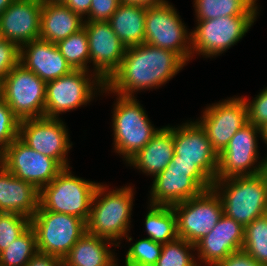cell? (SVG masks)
<instances>
[{"instance_id":"cell-1","label":"cell","mask_w":267,"mask_h":266,"mask_svg":"<svg viewBox=\"0 0 267 266\" xmlns=\"http://www.w3.org/2000/svg\"><path fill=\"white\" fill-rule=\"evenodd\" d=\"M185 64L176 53L148 43L129 47L119 68L105 82L101 91L135 97L134 92L166 84Z\"/></svg>"},{"instance_id":"cell-2","label":"cell","mask_w":267,"mask_h":266,"mask_svg":"<svg viewBox=\"0 0 267 266\" xmlns=\"http://www.w3.org/2000/svg\"><path fill=\"white\" fill-rule=\"evenodd\" d=\"M212 188L221 198L223 213L243 227L267 214V170L252 176L215 180Z\"/></svg>"},{"instance_id":"cell-3","label":"cell","mask_w":267,"mask_h":266,"mask_svg":"<svg viewBox=\"0 0 267 266\" xmlns=\"http://www.w3.org/2000/svg\"><path fill=\"white\" fill-rule=\"evenodd\" d=\"M105 191L106 187L99 183L86 222V232L109 239L110 245L118 247L120 242H113L120 238L125 236L128 241L132 240L127 234L133 206V189L126 186L107 193Z\"/></svg>"},{"instance_id":"cell-4","label":"cell","mask_w":267,"mask_h":266,"mask_svg":"<svg viewBox=\"0 0 267 266\" xmlns=\"http://www.w3.org/2000/svg\"><path fill=\"white\" fill-rule=\"evenodd\" d=\"M99 184L74 176L64 168L39 191L38 210L73 215L87 222L93 196Z\"/></svg>"},{"instance_id":"cell-5","label":"cell","mask_w":267,"mask_h":266,"mask_svg":"<svg viewBox=\"0 0 267 266\" xmlns=\"http://www.w3.org/2000/svg\"><path fill=\"white\" fill-rule=\"evenodd\" d=\"M114 103V147L126 162L146 146L160 129H155L135 97L119 96Z\"/></svg>"},{"instance_id":"cell-6","label":"cell","mask_w":267,"mask_h":266,"mask_svg":"<svg viewBox=\"0 0 267 266\" xmlns=\"http://www.w3.org/2000/svg\"><path fill=\"white\" fill-rule=\"evenodd\" d=\"M37 250L63 259L86 233V222L73 215L38 210L30 219Z\"/></svg>"},{"instance_id":"cell-7","label":"cell","mask_w":267,"mask_h":266,"mask_svg":"<svg viewBox=\"0 0 267 266\" xmlns=\"http://www.w3.org/2000/svg\"><path fill=\"white\" fill-rule=\"evenodd\" d=\"M1 98L20 121L45 117L46 82L20 63L2 80Z\"/></svg>"},{"instance_id":"cell-8","label":"cell","mask_w":267,"mask_h":266,"mask_svg":"<svg viewBox=\"0 0 267 266\" xmlns=\"http://www.w3.org/2000/svg\"><path fill=\"white\" fill-rule=\"evenodd\" d=\"M168 1L146 7L144 43L170 50L185 63L191 59V33ZM187 43V44H186Z\"/></svg>"},{"instance_id":"cell-9","label":"cell","mask_w":267,"mask_h":266,"mask_svg":"<svg viewBox=\"0 0 267 266\" xmlns=\"http://www.w3.org/2000/svg\"><path fill=\"white\" fill-rule=\"evenodd\" d=\"M172 208L176 215L178 238L194 245L216 226L223 215L221 198L213 188Z\"/></svg>"},{"instance_id":"cell-10","label":"cell","mask_w":267,"mask_h":266,"mask_svg":"<svg viewBox=\"0 0 267 266\" xmlns=\"http://www.w3.org/2000/svg\"><path fill=\"white\" fill-rule=\"evenodd\" d=\"M88 72L73 70L65 76L46 82L45 117L58 118L60 113L71 111L91 101L94 90L102 89L105 83L95 73L91 74L92 80Z\"/></svg>"},{"instance_id":"cell-11","label":"cell","mask_w":267,"mask_h":266,"mask_svg":"<svg viewBox=\"0 0 267 266\" xmlns=\"http://www.w3.org/2000/svg\"><path fill=\"white\" fill-rule=\"evenodd\" d=\"M257 16H227L197 20L191 33L192 54L213 57L236 44L249 31ZM198 52V53H197Z\"/></svg>"},{"instance_id":"cell-12","label":"cell","mask_w":267,"mask_h":266,"mask_svg":"<svg viewBox=\"0 0 267 266\" xmlns=\"http://www.w3.org/2000/svg\"><path fill=\"white\" fill-rule=\"evenodd\" d=\"M257 133L261 135L260 127L250 123H246L236 132L225 149L218 154V169L215 180L236 176H252L267 170V157L257 167L254 166L259 154Z\"/></svg>"},{"instance_id":"cell-13","label":"cell","mask_w":267,"mask_h":266,"mask_svg":"<svg viewBox=\"0 0 267 266\" xmlns=\"http://www.w3.org/2000/svg\"><path fill=\"white\" fill-rule=\"evenodd\" d=\"M0 163L39 191L64 169L55 159L33 150L19 137L0 154Z\"/></svg>"},{"instance_id":"cell-14","label":"cell","mask_w":267,"mask_h":266,"mask_svg":"<svg viewBox=\"0 0 267 266\" xmlns=\"http://www.w3.org/2000/svg\"><path fill=\"white\" fill-rule=\"evenodd\" d=\"M212 186L213 182L201 170L165 168L154 176L150 203L173 206L200 195Z\"/></svg>"},{"instance_id":"cell-15","label":"cell","mask_w":267,"mask_h":266,"mask_svg":"<svg viewBox=\"0 0 267 266\" xmlns=\"http://www.w3.org/2000/svg\"><path fill=\"white\" fill-rule=\"evenodd\" d=\"M60 118H33L20 121L19 138L33 150L55 159L68 168L67 153L72 146Z\"/></svg>"},{"instance_id":"cell-16","label":"cell","mask_w":267,"mask_h":266,"mask_svg":"<svg viewBox=\"0 0 267 266\" xmlns=\"http://www.w3.org/2000/svg\"><path fill=\"white\" fill-rule=\"evenodd\" d=\"M174 156L172 163L196 165L212 182L218 169V153L212 148L205 130L196 122L173 128Z\"/></svg>"},{"instance_id":"cell-17","label":"cell","mask_w":267,"mask_h":266,"mask_svg":"<svg viewBox=\"0 0 267 266\" xmlns=\"http://www.w3.org/2000/svg\"><path fill=\"white\" fill-rule=\"evenodd\" d=\"M209 106L197 122L205 130L212 148L220 154L236 132L248 123L247 106L242 97Z\"/></svg>"},{"instance_id":"cell-18","label":"cell","mask_w":267,"mask_h":266,"mask_svg":"<svg viewBox=\"0 0 267 266\" xmlns=\"http://www.w3.org/2000/svg\"><path fill=\"white\" fill-rule=\"evenodd\" d=\"M89 43L90 62L94 73L105 83L119 68L126 47L112 30L108 21H84Z\"/></svg>"},{"instance_id":"cell-19","label":"cell","mask_w":267,"mask_h":266,"mask_svg":"<svg viewBox=\"0 0 267 266\" xmlns=\"http://www.w3.org/2000/svg\"><path fill=\"white\" fill-rule=\"evenodd\" d=\"M42 0H15L1 15L0 27L4 39L19 48L39 39Z\"/></svg>"},{"instance_id":"cell-20","label":"cell","mask_w":267,"mask_h":266,"mask_svg":"<svg viewBox=\"0 0 267 266\" xmlns=\"http://www.w3.org/2000/svg\"><path fill=\"white\" fill-rule=\"evenodd\" d=\"M243 241L244 227L223 213L216 226L195 244V249L201 262L216 266L230 254L242 250Z\"/></svg>"},{"instance_id":"cell-21","label":"cell","mask_w":267,"mask_h":266,"mask_svg":"<svg viewBox=\"0 0 267 266\" xmlns=\"http://www.w3.org/2000/svg\"><path fill=\"white\" fill-rule=\"evenodd\" d=\"M19 63L45 82L58 79L74 70L60 53L56 43L40 38L20 47Z\"/></svg>"},{"instance_id":"cell-22","label":"cell","mask_w":267,"mask_h":266,"mask_svg":"<svg viewBox=\"0 0 267 266\" xmlns=\"http://www.w3.org/2000/svg\"><path fill=\"white\" fill-rule=\"evenodd\" d=\"M39 190L21 180L0 163V212L32 218L39 208Z\"/></svg>"},{"instance_id":"cell-23","label":"cell","mask_w":267,"mask_h":266,"mask_svg":"<svg viewBox=\"0 0 267 266\" xmlns=\"http://www.w3.org/2000/svg\"><path fill=\"white\" fill-rule=\"evenodd\" d=\"M173 126L160 128L149 143L139 150L127 163L156 176L172 161L174 156Z\"/></svg>"},{"instance_id":"cell-24","label":"cell","mask_w":267,"mask_h":266,"mask_svg":"<svg viewBox=\"0 0 267 266\" xmlns=\"http://www.w3.org/2000/svg\"><path fill=\"white\" fill-rule=\"evenodd\" d=\"M41 10L42 40L57 43L83 28L84 19L63 3L42 1Z\"/></svg>"},{"instance_id":"cell-25","label":"cell","mask_w":267,"mask_h":266,"mask_svg":"<svg viewBox=\"0 0 267 266\" xmlns=\"http://www.w3.org/2000/svg\"><path fill=\"white\" fill-rule=\"evenodd\" d=\"M111 240L88 232L75 243L63 258L64 266H118L115 255L110 251Z\"/></svg>"},{"instance_id":"cell-26","label":"cell","mask_w":267,"mask_h":266,"mask_svg":"<svg viewBox=\"0 0 267 266\" xmlns=\"http://www.w3.org/2000/svg\"><path fill=\"white\" fill-rule=\"evenodd\" d=\"M146 7L120 3L110 20L112 30L126 47L144 43Z\"/></svg>"},{"instance_id":"cell-27","label":"cell","mask_w":267,"mask_h":266,"mask_svg":"<svg viewBox=\"0 0 267 266\" xmlns=\"http://www.w3.org/2000/svg\"><path fill=\"white\" fill-rule=\"evenodd\" d=\"M197 20L227 16H257L256 0H194Z\"/></svg>"},{"instance_id":"cell-28","label":"cell","mask_w":267,"mask_h":266,"mask_svg":"<svg viewBox=\"0 0 267 266\" xmlns=\"http://www.w3.org/2000/svg\"><path fill=\"white\" fill-rule=\"evenodd\" d=\"M150 207L145 217L148 238L162 244L176 240V215L172 206L150 204Z\"/></svg>"},{"instance_id":"cell-29","label":"cell","mask_w":267,"mask_h":266,"mask_svg":"<svg viewBox=\"0 0 267 266\" xmlns=\"http://www.w3.org/2000/svg\"><path fill=\"white\" fill-rule=\"evenodd\" d=\"M60 53L74 70H87L90 62L89 43L86 30L80 29L56 43Z\"/></svg>"},{"instance_id":"cell-30","label":"cell","mask_w":267,"mask_h":266,"mask_svg":"<svg viewBox=\"0 0 267 266\" xmlns=\"http://www.w3.org/2000/svg\"><path fill=\"white\" fill-rule=\"evenodd\" d=\"M37 251L36 234L30 226L0 253V266H26Z\"/></svg>"},{"instance_id":"cell-31","label":"cell","mask_w":267,"mask_h":266,"mask_svg":"<svg viewBox=\"0 0 267 266\" xmlns=\"http://www.w3.org/2000/svg\"><path fill=\"white\" fill-rule=\"evenodd\" d=\"M242 250L257 262L267 265V214L244 227Z\"/></svg>"},{"instance_id":"cell-32","label":"cell","mask_w":267,"mask_h":266,"mask_svg":"<svg viewBox=\"0 0 267 266\" xmlns=\"http://www.w3.org/2000/svg\"><path fill=\"white\" fill-rule=\"evenodd\" d=\"M195 249V245L184 239L164 243L161 255L154 266H196L197 262L189 250Z\"/></svg>"},{"instance_id":"cell-33","label":"cell","mask_w":267,"mask_h":266,"mask_svg":"<svg viewBox=\"0 0 267 266\" xmlns=\"http://www.w3.org/2000/svg\"><path fill=\"white\" fill-rule=\"evenodd\" d=\"M163 244L144 238L134 243L125 256V266H154L162 251Z\"/></svg>"},{"instance_id":"cell-34","label":"cell","mask_w":267,"mask_h":266,"mask_svg":"<svg viewBox=\"0 0 267 266\" xmlns=\"http://www.w3.org/2000/svg\"><path fill=\"white\" fill-rule=\"evenodd\" d=\"M30 227V218L12 212H0V253Z\"/></svg>"},{"instance_id":"cell-35","label":"cell","mask_w":267,"mask_h":266,"mask_svg":"<svg viewBox=\"0 0 267 266\" xmlns=\"http://www.w3.org/2000/svg\"><path fill=\"white\" fill-rule=\"evenodd\" d=\"M20 120L0 97V154L19 137Z\"/></svg>"},{"instance_id":"cell-36","label":"cell","mask_w":267,"mask_h":266,"mask_svg":"<svg viewBox=\"0 0 267 266\" xmlns=\"http://www.w3.org/2000/svg\"><path fill=\"white\" fill-rule=\"evenodd\" d=\"M243 98L247 106L248 123L257 127L264 125L267 122V87L252 102Z\"/></svg>"},{"instance_id":"cell-37","label":"cell","mask_w":267,"mask_h":266,"mask_svg":"<svg viewBox=\"0 0 267 266\" xmlns=\"http://www.w3.org/2000/svg\"><path fill=\"white\" fill-rule=\"evenodd\" d=\"M20 48L9 40L0 43V79L5 76L19 63Z\"/></svg>"},{"instance_id":"cell-38","label":"cell","mask_w":267,"mask_h":266,"mask_svg":"<svg viewBox=\"0 0 267 266\" xmlns=\"http://www.w3.org/2000/svg\"><path fill=\"white\" fill-rule=\"evenodd\" d=\"M119 5V0H92L87 20L109 21Z\"/></svg>"},{"instance_id":"cell-39","label":"cell","mask_w":267,"mask_h":266,"mask_svg":"<svg viewBox=\"0 0 267 266\" xmlns=\"http://www.w3.org/2000/svg\"><path fill=\"white\" fill-rule=\"evenodd\" d=\"M216 266H267L254 260L244 250L230 254Z\"/></svg>"},{"instance_id":"cell-40","label":"cell","mask_w":267,"mask_h":266,"mask_svg":"<svg viewBox=\"0 0 267 266\" xmlns=\"http://www.w3.org/2000/svg\"><path fill=\"white\" fill-rule=\"evenodd\" d=\"M26 266H64L63 259L37 251Z\"/></svg>"},{"instance_id":"cell-41","label":"cell","mask_w":267,"mask_h":266,"mask_svg":"<svg viewBox=\"0 0 267 266\" xmlns=\"http://www.w3.org/2000/svg\"><path fill=\"white\" fill-rule=\"evenodd\" d=\"M91 2L92 0H64L62 3L84 18V15L89 14Z\"/></svg>"},{"instance_id":"cell-42","label":"cell","mask_w":267,"mask_h":266,"mask_svg":"<svg viewBox=\"0 0 267 266\" xmlns=\"http://www.w3.org/2000/svg\"><path fill=\"white\" fill-rule=\"evenodd\" d=\"M166 0H119L123 4L140 5L144 7L154 6Z\"/></svg>"},{"instance_id":"cell-43","label":"cell","mask_w":267,"mask_h":266,"mask_svg":"<svg viewBox=\"0 0 267 266\" xmlns=\"http://www.w3.org/2000/svg\"><path fill=\"white\" fill-rule=\"evenodd\" d=\"M166 168H182V169L200 170L194 164L172 163V162H170Z\"/></svg>"},{"instance_id":"cell-44","label":"cell","mask_w":267,"mask_h":266,"mask_svg":"<svg viewBox=\"0 0 267 266\" xmlns=\"http://www.w3.org/2000/svg\"><path fill=\"white\" fill-rule=\"evenodd\" d=\"M15 0H0V15L14 2Z\"/></svg>"},{"instance_id":"cell-45","label":"cell","mask_w":267,"mask_h":266,"mask_svg":"<svg viewBox=\"0 0 267 266\" xmlns=\"http://www.w3.org/2000/svg\"><path fill=\"white\" fill-rule=\"evenodd\" d=\"M261 129V137L267 144V122L260 127Z\"/></svg>"},{"instance_id":"cell-46","label":"cell","mask_w":267,"mask_h":266,"mask_svg":"<svg viewBox=\"0 0 267 266\" xmlns=\"http://www.w3.org/2000/svg\"><path fill=\"white\" fill-rule=\"evenodd\" d=\"M42 1H47V2H60V3H62L64 0H42Z\"/></svg>"},{"instance_id":"cell-47","label":"cell","mask_w":267,"mask_h":266,"mask_svg":"<svg viewBox=\"0 0 267 266\" xmlns=\"http://www.w3.org/2000/svg\"><path fill=\"white\" fill-rule=\"evenodd\" d=\"M5 39H4V37H3V34H2V30H1V27H0V43L2 42V41H4Z\"/></svg>"},{"instance_id":"cell-48","label":"cell","mask_w":267,"mask_h":266,"mask_svg":"<svg viewBox=\"0 0 267 266\" xmlns=\"http://www.w3.org/2000/svg\"><path fill=\"white\" fill-rule=\"evenodd\" d=\"M2 80L0 79V97H1Z\"/></svg>"}]
</instances>
